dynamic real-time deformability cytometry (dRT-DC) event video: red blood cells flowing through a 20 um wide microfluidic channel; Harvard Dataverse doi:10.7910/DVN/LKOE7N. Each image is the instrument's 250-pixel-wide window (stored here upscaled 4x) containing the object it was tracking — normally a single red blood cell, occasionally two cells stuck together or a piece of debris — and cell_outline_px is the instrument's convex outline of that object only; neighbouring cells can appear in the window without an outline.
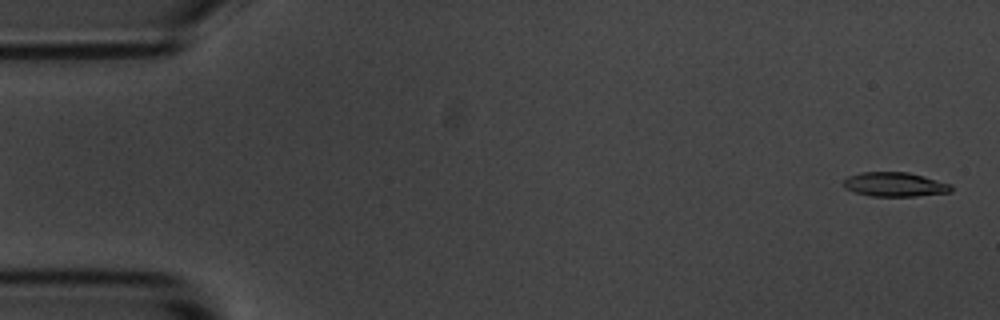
{"species": "common noctule bat (a hibernating species)", "species_latin": "Nyctalus noctula", "temperature_condition": "room temperature", "stored_images_in_passage": 5, "camera_frame_rate_fps": 3000, "um_per_image_px": 0.085, "animal": {"sex": "male", "body_mass_g": 20.1, "forearm_length_mm": 53.5}, "frame": {"image": 1, "passage_image": 1, "time_ms": 0.0, "image_size_px": [1000, 320], "cell_outline_px": [[952, 192], [916, 196], [868, 196], [852, 192], [844, 188], [844, 180], [848, 176], [860, 172], [908, 172], [924, 176], [952, 184]], "centroid_in_image_um": [76.05, 15.68], "position_along_channel_um": 9.0, "area_um2": 15.43}}
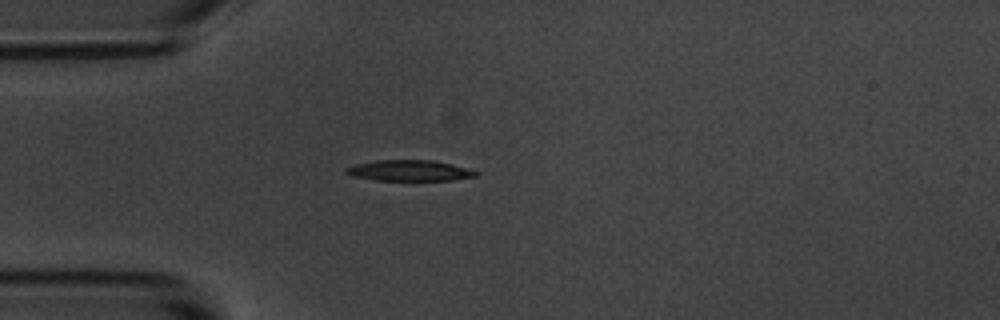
{"frame": {"image": 2, "passage_image": 5, "time_ms": 1.333, "image_size_px": [1000, 320], "cell_outline_px": [[480, 172], [476, 176], [452, 180], [376, 180], [352, 176], [344, 172], [344, 168], [356, 164], [376, 160], [432, 160]], "centroid_in_image_um": [34.74, 14.5], "position_along_channel_um": 50.3, "area_um2": 15.55}}